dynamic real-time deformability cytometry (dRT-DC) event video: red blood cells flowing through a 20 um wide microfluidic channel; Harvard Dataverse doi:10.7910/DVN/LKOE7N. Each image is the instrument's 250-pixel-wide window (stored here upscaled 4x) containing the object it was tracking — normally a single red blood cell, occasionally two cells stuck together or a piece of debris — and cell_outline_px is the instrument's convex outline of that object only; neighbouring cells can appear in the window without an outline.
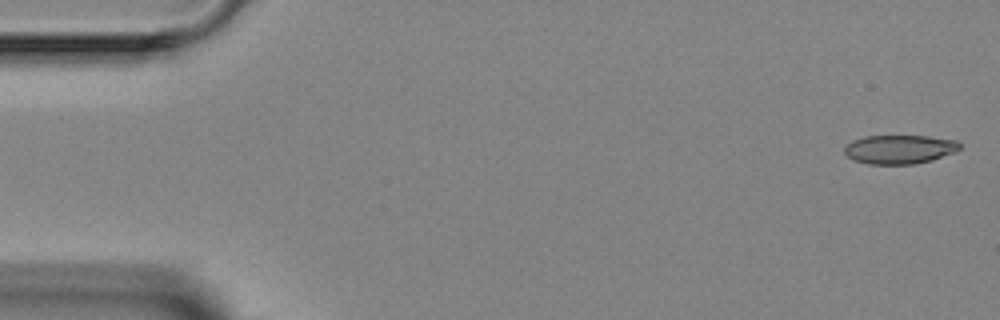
{"species": "Egyptian fruit bat (a non-hibernating species)", "species_latin": "Rousettus aegyptiacus", "temperature_condition": "room temperature", "stored_images_in_passage": 4, "camera_frame_rate_fps": 3000, "um_per_image_px": 0.085, "animal": {"sex": "female"}, "frame": {"image": 1, "passage_image": 1, "time_ms": 0.0, "image_size_px": [1000, 320], "cell_outline_px": [[960, 148], [956, 152], [932, 160], [912, 164], [868, 164], [852, 160], [844, 152], [844, 144], [852, 140], [864, 136], [928, 136], [956, 140], [960, 144]], "centroid_in_image_um": [76.43, 12.69], "position_along_channel_um": 8.6, "area_um2": 19.59}}
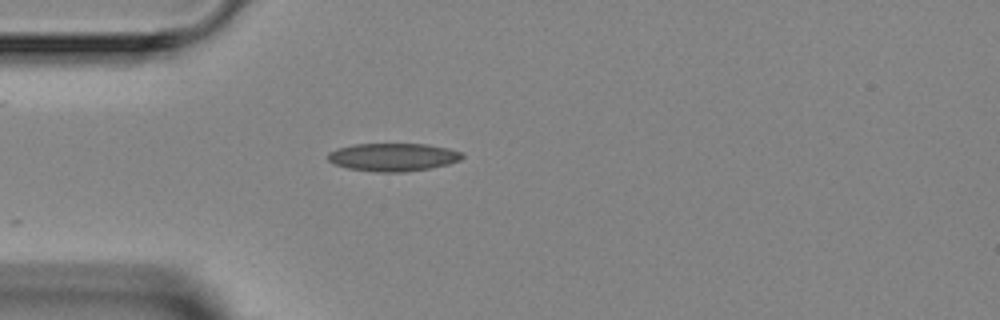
{"frame": {"image": 2, "passage_image": 4, "time_ms": 4.0, "image_size_px": [1000, 320], "cell_outline_px": [[464, 156], [460, 160], [448, 164], [432, 168], [404, 172], [376, 172], [348, 168], [336, 164], [328, 160], [328, 152], [336, 148], [356, 144], [428, 144], [448, 148], [460, 152]], "centroid_in_image_um": [33.42, 13.35], "position_along_channel_um": 51.6, "area_um2": 21.91}}